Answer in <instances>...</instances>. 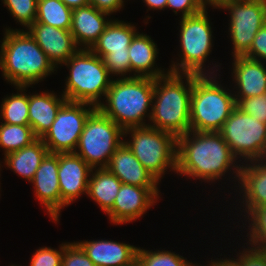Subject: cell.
Instances as JSON below:
<instances>
[{
	"instance_id": "cell-1",
	"label": "cell",
	"mask_w": 266,
	"mask_h": 266,
	"mask_svg": "<svg viewBox=\"0 0 266 266\" xmlns=\"http://www.w3.org/2000/svg\"><path fill=\"white\" fill-rule=\"evenodd\" d=\"M241 166L242 163L240 164L219 132L190 130L177 138L176 173L179 176L213 184L230 172L229 175L235 174L233 179H236V185Z\"/></svg>"
},
{
	"instance_id": "cell-2",
	"label": "cell",
	"mask_w": 266,
	"mask_h": 266,
	"mask_svg": "<svg viewBox=\"0 0 266 266\" xmlns=\"http://www.w3.org/2000/svg\"><path fill=\"white\" fill-rule=\"evenodd\" d=\"M4 30L0 41V70L7 83L31 87L57 72L26 30L11 27Z\"/></svg>"
},
{
	"instance_id": "cell-3",
	"label": "cell",
	"mask_w": 266,
	"mask_h": 266,
	"mask_svg": "<svg viewBox=\"0 0 266 266\" xmlns=\"http://www.w3.org/2000/svg\"><path fill=\"white\" fill-rule=\"evenodd\" d=\"M185 79V80H183ZM193 74L171 73L154 78L150 124L176 138L190 131Z\"/></svg>"
},
{
	"instance_id": "cell-4",
	"label": "cell",
	"mask_w": 266,
	"mask_h": 266,
	"mask_svg": "<svg viewBox=\"0 0 266 266\" xmlns=\"http://www.w3.org/2000/svg\"><path fill=\"white\" fill-rule=\"evenodd\" d=\"M153 93L154 78H113L105 102L97 108L123 130L146 126V119L151 117Z\"/></svg>"
},
{
	"instance_id": "cell-5",
	"label": "cell",
	"mask_w": 266,
	"mask_h": 266,
	"mask_svg": "<svg viewBox=\"0 0 266 266\" xmlns=\"http://www.w3.org/2000/svg\"><path fill=\"white\" fill-rule=\"evenodd\" d=\"M217 76L193 74L190 99L191 131L219 132L236 108L233 90L224 88Z\"/></svg>"
},
{
	"instance_id": "cell-6",
	"label": "cell",
	"mask_w": 266,
	"mask_h": 266,
	"mask_svg": "<svg viewBox=\"0 0 266 266\" xmlns=\"http://www.w3.org/2000/svg\"><path fill=\"white\" fill-rule=\"evenodd\" d=\"M64 65L69 69L62 91L67 101L87 103L97 108L103 96L104 101L113 80L102 58L90 49H79Z\"/></svg>"
},
{
	"instance_id": "cell-7",
	"label": "cell",
	"mask_w": 266,
	"mask_h": 266,
	"mask_svg": "<svg viewBox=\"0 0 266 266\" xmlns=\"http://www.w3.org/2000/svg\"><path fill=\"white\" fill-rule=\"evenodd\" d=\"M180 20L179 46L181 49L178 55L180 59L176 60L180 61H171L172 65L168 70L171 73L196 75H215L216 72V75L220 77L221 74L217 71L221 64L215 63L213 67H210L211 69L206 70L205 63L214 45L212 23H210L207 9L195 15L180 17Z\"/></svg>"
},
{
	"instance_id": "cell-8",
	"label": "cell",
	"mask_w": 266,
	"mask_h": 266,
	"mask_svg": "<svg viewBox=\"0 0 266 266\" xmlns=\"http://www.w3.org/2000/svg\"><path fill=\"white\" fill-rule=\"evenodd\" d=\"M124 143L131 149L138 161L159 182L167 169L175 172L177 166V138L171 133L149 125L124 130Z\"/></svg>"
},
{
	"instance_id": "cell-9",
	"label": "cell",
	"mask_w": 266,
	"mask_h": 266,
	"mask_svg": "<svg viewBox=\"0 0 266 266\" xmlns=\"http://www.w3.org/2000/svg\"><path fill=\"white\" fill-rule=\"evenodd\" d=\"M123 142L124 130L96 108L85 122L74 153L92 169L105 168Z\"/></svg>"
},
{
	"instance_id": "cell-10",
	"label": "cell",
	"mask_w": 266,
	"mask_h": 266,
	"mask_svg": "<svg viewBox=\"0 0 266 266\" xmlns=\"http://www.w3.org/2000/svg\"><path fill=\"white\" fill-rule=\"evenodd\" d=\"M240 163L266 158V124L235 108L219 131Z\"/></svg>"
},
{
	"instance_id": "cell-11",
	"label": "cell",
	"mask_w": 266,
	"mask_h": 266,
	"mask_svg": "<svg viewBox=\"0 0 266 266\" xmlns=\"http://www.w3.org/2000/svg\"><path fill=\"white\" fill-rule=\"evenodd\" d=\"M95 106L66 101L57 112L52 126L40 138L49 153H74L86 120Z\"/></svg>"
},
{
	"instance_id": "cell-12",
	"label": "cell",
	"mask_w": 266,
	"mask_h": 266,
	"mask_svg": "<svg viewBox=\"0 0 266 266\" xmlns=\"http://www.w3.org/2000/svg\"><path fill=\"white\" fill-rule=\"evenodd\" d=\"M220 9L229 12V37L232 42V57L244 56L253 39L266 23V0H230Z\"/></svg>"
},
{
	"instance_id": "cell-13",
	"label": "cell",
	"mask_w": 266,
	"mask_h": 266,
	"mask_svg": "<svg viewBox=\"0 0 266 266\" xmlns=\"http://www.w3.org/2000/svg\"><path fill=\"white\" fill-rule=\"evenodd\" d=\"M159 191L158 187H138L122 183L112 209L106 214L110 223L121 225L143 217L159 201Z\"/></svg>"
},
{
	"instance_id": "cell-14",
	"label": "cell",
	"mask_w": 266,
	"mask_h": 266,
	"mask_svg": "<svg viewBox=\"0 0 266 266\" xmlns=\"http://www.w3.org/2000/svg\"><path fill=\"white\" fill-rule=\"evenodd\" d=\"M59 153H48L38 167L33 180L34 195L45 207L52 222H59L61 210L67 205L61 200L58 180Z\"/></svg>"
},
{
	"instance_id": "cell-15",
	"label": "cell",
	"mask_w": 266,
	"mask_h": 266,
	"mask_svg": "<svg viewBox=\"0 0 266 266\" xmlns=\"http://www.w3.org/2000/svg\"><path fill=\"white\" fill-rule=\"evenodd\" d=\"M26 31L37 42L56 69L80 49L70 30L35 21Z\"/></svg>"
},
{
	"instance_id": "cell-16",
	"label": "cell",
	"mask_w": 266,
	"mask_h": 266,
	"mask_svg": "<svg viewBox=\"0 0 266 266\" xmlns=\"http://www.w3.org/2000/svg\"><path fill=\"white\" fill-rule=\"evenodd\" d=\"M92 168L75 153H59L58 180L61 200L69 206L87 194Z\"/></svg>"
},
{
	"instance_id": "cell-17",
	"label": "cell",
	"mask_w": 266,
	"mask_h": 266,
	"mask_svg": "<svg viewBox=\"0 0 266 266\" xmlns=\"http://www.w3.org/2000/svg\"><path fill=\"white\" fill-rule=\"evenodd\" d=\"M238 185L236 191L241 198L237 200L243 203L240 204L243 208H239L240 211L243 209L240 216L245 217L254 208L266 206V158L243 163Z\"/></svg>"
},
{
	"instance_id": "cell-18",
	"label": "cell",
	"mask_w": 266,
	"mask_h": 266,
	"mask_svg": "<svg viewBox=\"0 0 266 266\" xmlns=\"http://www.w3.org/2000/svg\"><path fill=\"white\" fill-rule=\"evenodd\" d=\"M246 56L233 57L232 81L235 98L255 97L266 93V65Z\"/></svg>"
},
{
	"instance_id": "cell-19",
	"label": "cell",
	"mask_w": 266,
	"mask_h": 266,
	"mask_svg": "<svg viewBox=\"0 0 266 266\" xmlns=\"http://www.w3.org/2000/svg\"><path fill=\"white\" fill-rule=\"evenodd\" d=\"M108 13L99 11L93 5L72 10L70 32L80 49H90L112 19Z\"/></svg>"
},
{
	"instance_id": "cell-20",
	"label": "cell",
	"mask_w": 266,
	"mask_h": 266,
	"mask_svg": "<svg viewBox=\"0 0 266 266\" xmlns=\"http://www.w3.org/2000/svg\"><path fill=\"white\" fill-rule=\"evenodd\" d=\"M105 168L124 184L138 187H159L160 184L124 142L112 154Z\"/></svg>"
},
{
	"instance_id": "cell-21",
	"label": "cell",
	"mask_w": 266,
	"mask_h": 266,
	"mask_svg": "<svg viewBox=\"0 0 266 266\" xmlns=\"http://www.w3.org/2000/svg\"><path fill=\"white\" fill-rule=\"evenodd\" d=\"M76 243L95 266H130L136 261L138 247L114 240H83Z\"/></svg>"
},
{
	"instance_id": "cell-22",
	"label": "cell",
	"mask_w": 266,
	"mask_h": 266,
	"mask_svg": "<svg viewBox=\"0 0 266 266\" xmlns=\"http://www.w3.org/2000/svg\"><path fill=\"white\" fill-rule=\"evenodd\" d=\"M157 44L150 36L144 33H137L129 48L130 74L132 77L159 78L167 75L170 71L156 64L159 54ZM156 65V67H155ZM133 73V75H132Z\"/></svg>"
},
{
	"instance_id": "cell-23",
	"label": "cell",
	"mask_w": 266,
	"mask_h": 266,
	"mask_svg": "<svg viewBox=\"0 0 266 266\" xmlns=\"http://www.w3.org/2000/svg\"><path fill=\"white\" fill-rule=\"evenodd\" d=\"M58 96L53 91L28 94L29 125L38 138L52 126L57 112L67 101L63 94Z\"/></svg>"
},
{
	"instance_id": "cell-24",
	"label": "cell",
	"mask_w": 266,
	"mask_h": 266,
	"mask_svg": "<svg viewBox=\"0 0 266 266\" xmlns=\"http://www.w3.org/2000/svg\"><path fill=\"white\" fill-rule=\"evenodd\" d=\"M137 33V27L134 24L118 18L113 19L90 50L101 58L111 52H126Z\"/></svg>"
},
{
	"instance_id": "cell-25",
	"label": "cell",
	"mask_w": 266,
	"mask_h": 266,
	"mask_svg": "<svg viewBox=\"0 0 266 266\" xmlns=\"http://www.w3.org/2000/svg\"><path fill=\"white\" fill-rule=\"evenodd\" d=\"M48 153L46 145L38 138L29 146L7 154L4 157V164L11 171H14V173L30 183Z\"/></svg>"
},
{
	"instance_id": "cell-26",
	"label": "cell",
	"mask_w": 266,
	"mask_h": 266,
	"mask_svg": "<svg viewBox=\"0 0 266 266\" xmlns=\"http://www.w3.org/2000/svg\"><path fill=\"white\" fill-rule=\"evenodd\" d=\"M122 182L106 168H93L89 177L86 196L107 214L113 207Z\"/></svg>"
},
{
	"instance_id": "cell-27",
	"label": "cell",
	"mask_w": 266,
	"mask_h": 266,
	"mask_svg": "<svg viewBox=\"0 0 266 266\" xmlns=\"http://www.w3.org/2000/svg\"><path fill=\"white\" fill-rule=\"evenodd\" d=\"M27 88L29 86H15L17 93L2 98L0 118L3 123L29 125Z\"/></svg>"
},
{
	"instance_id": "cell-28",
	"label": "cell",
	"mask_w": 266,
	"mask_h": 266,
	"mask_svg": "<svg viewBox=\"0 0 266 266\" xmlns=\"http://www.w3.org/2000/svg\"><path fill=\"white\" fill-rule=\"evenodd\" d=\"M72 9L60 0H38L36 22L70 30Z\"/></svg>"
},
{
	"instance_id": "cell-29",
	"label": "cell",
	"mask_w": 266,
	"mask_h": 266,
	"mask_svg": "<svg viewBox=\"0 0 266 266\" xmlns=\"http://www.w3.org/2000/svg\"><path fill=\"white\" fill-rule=\"evenodd\" d=\"M37 139L30 125L0 123V147L4 157L29 146Z\"/></svg>"
},
{
	"instance_id": "cell-30",
	"label": "cell",
	"mask_w": 266,
	"mask_h": 266,
	"mask_svg": "<svg viewBox=\"0 0 266 266\" xmlns=\"http://www.w3.org/2000/svg\"><path fill=\"white\" fill-rule=\"evenodd\" d=\"M136 261L140 266H200L168 250H145L138 247Z\"/></svg>"
},
{
	"instance_id": "cell-31",
	"label": "cell",
	"mask_w": 266,
	"mask_h": 266,
	"mask_svg": "<svg viewBox=\"0 0 266 266\" xmlns=\"http://www.w3.org/2000/svg\"><path fill=\"white\" fill-rule=\"evenodd\" d=\"M245 220L249 225L242 223L241 225L243 228L244 225L248 227V231L246 230L248 238V242L246 241L245 244H248L252 247L259 248V249H266V206L260 208H254L251 210L245 217Z\"/></svg>"
},
{
	"instance_id": "cell-32",
	"label": "cell",
	"mask_w": 266,
	"mask_h": 266,
	"mask_svg": "<svg viewBox=\"0 0 266 266\" xmlns=\"http://www.w3.org/2000/svg\"><path fill=\"white\" fill-rule=\"evenodd\" d=\"M38 0H2L12 18L25 30L36 21Z\"/></svg>"
},
{
	"instance_id": "cell-33",
	"label": "cell",
	"mask_w": 266,
	"mask_h": 266,
	"mask_svg": "<svg viewBox=\"0 0 266 266\" xmlns=\"http://www.w3.org/2000/svg\"><path fill=\"white\" fill-rule=\"evenodd\" d=\"M102 60L111 76L118 77L119 75L118 78H131L128 49L126 52L108 53L102 57Z\"/></svg>"
},
{
	"instance_id": "cell-34",
	"label": "cell",
	"mask_w": 266,
	"mask_h": 266,
	"mask_svg": "<svg viewBox=\"0 0 266 266\" xmlns=\"http://www.w3.org/2000/svg\"><path fill=\"white\" fill-rule=\"evenodd\" d=\"M236 107L243 113L266 124V93L248 98H235Z\"/></svg>"
},
{
	"instance_id": "cell-35",
	"label": "cell",
	"mask_w": 266,
	"mask_h": 266,
	"mask_svg": "<svg viewBox=\"0 0 266 266\" xmlns=\"http://www.w3.org/2000/svg\"><path fill=\"white\" fill-rule=\"evenodd\" d=\"M63 243L59 249L39 247L33 254L29 266H62Z\"/></svg>"
},
{
	"instance_id": "cell-36",
	"label": "cell",
	"mask_w": 266,
	"mask_h": 266,
	"mask_svg": "<svg viewBox=\"0 0 266 266\" xmlns=\"http://www.w3.org/2000/svg\"><path fill=\"white\" fill-rule=\"evenodd\" d=\"M62 266H95L76 242L63 243Z\"/></svg>"
},
{
	"instance_id": "cell-37",
	"label": "cell",
	"mask_w": 266,
	"mask_h": 266,
	"mask_svg": "<svg viewBox=\"0 0 266 266\" xmlns=\"http://www.w3.org/2000/svg\"><path fill=\"white\" fill-rule=\"evenodd\" d=\"M242 247L243 250H239L236 259L232 257L239 266H266V249L250 247L247 244L246 248L245 243Z\"/></svg>"
},
{
	"instance_id": "cell-38",
	"label": "cell",
	"mask_w": 266,
	"mask_h": 266,
	"mask_svg": "<svg viewBox=\"0 0 266 266\" xmlns=\"http://www.w3.org/2000/svg\"><path fill=\"white\" fill-rule=\"evenodd\" d=\"M244 56L266 64V23L257 32L249 51Z\"/></svg>"
},
{
	"instance_id": "cell-39",
	"label": "cell",
	"mask_w": 266,
	"mask_h": 266,
	"mask_svg": "<svg viewBox=\"0 0 266 266\" xmlns=\"http://www.w3.org/2000/svg\"><path fill=\"white\" fill-rule=\"evenodd\" d=\"M168 8L175 14L182 12L181 18L195 15L204 9L198 0H167L166 9Z\"/></svg>"
},
{
	"instance_id": "cell-40",
	"label": "cell",
	"mask_w": 266,
	"mask_h": 266,
	"mask_svg": "<svg viewBox=\"0 0 266 266\" xmlns=\"http://www.w3.org/2000/svg\"><path fill=\"white\" fill-rule=\"evenodd\" d=\"M124 2L125 0H89L90 5L109 15L118 11L120 12L125 5Z\"/></svg>"
},
{
	"instance_id": "cell-41",
	"label": "cell",
	"mask_w": 266,
	"mask_h": 266,
	"mask_svg": "<svg viewBox=\"0 0 266 266\" xmlns=\"http://www.w3.org/2000/svg\"><path fill=\"white\" fill-rule=\"evenodd\" d=\"M224 258L221 259L220 257V259L216 258L215 260L211 258V261L207 262L208 264L205 266H239L232 258L225 257V255Z\"/></svg>"
},
{
	"instance_id": "cell-42",
	"label": "cell",
	"mask_w": 266,
	"mask_h": 266,
	"mask_svg": "<svg viewBox=\"0 0 266 266\" xmlns=\"http://www.w3.org/2000/svg\"><path fill=\"white\" fill-rule=\"evenodd\" d=\"M148 7V10H165L167 6V0H142Z\"/></svg>"
},
{
	"instance_id": "cell-43",
	"label": "cell",
	"mask_w": 266,
	"mask_h": 266,
	"mask_svg": "<svg viewBox=\"0 0 266 266\" xmlns=\"http://www.w3.org/2000/svg\"><path fill=\"white\" fill-rule=\"evenodd\" d=\"M204 9H208L210 6L212 9H220L225 3L230 0H198ZM209 6V7H207Z\"/></svg>"
},
{
	"instance_id": "cell-44",
	"label": "cell",
	"mask_w": 266,
	"mask_h": 266,
	"mask_svg": "<svg viewBox=\"0 0 266 266\" xmlns=\"http://www.w3.org/2000/svg\"><path fill=\"white\" fill-rule=\"evenodd\" d=\"M60 1L63 2L66 6H68L72 10L89 5V0H60Z\"/></svg>"
},
{
	"instance_id": "cell-45",
	"label": "cell",
	"mask_w": 266,
	"mask_h": 266,
	"mask_svg": "<svg viewBox=\"0 0 266 266\" xmlns=\"http://www.w3.org/2000/svg\"><path fill=\"white\" fill-rule=\"evenodd\" d=\"M130 266H140L139 264H138V262L137 261H135L132 265H130Z\"/></svg>"
}]
</instances>
